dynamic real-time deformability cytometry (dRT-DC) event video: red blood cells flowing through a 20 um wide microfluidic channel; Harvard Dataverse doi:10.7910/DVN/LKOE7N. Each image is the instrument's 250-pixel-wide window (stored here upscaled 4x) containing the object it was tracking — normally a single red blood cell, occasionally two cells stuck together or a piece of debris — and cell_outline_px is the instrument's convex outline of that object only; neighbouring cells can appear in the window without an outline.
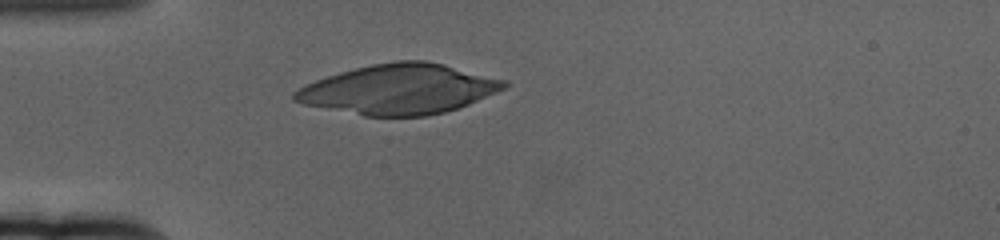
{"species": "human", "species_latin": "Homo sapiens", "temperature_condition": "cold", "stored_images_in_passage": 44, "camera_frame_rate_fps": 3000, "um_per_image_px": 0.085, "donor": {"sex": "female"}, "frame": {"image": 1, "passage_image": 1, "time_ms": 0.0, "image_size_px": [1000, 240], "cell_outline_px": [[508, 84], [504, 88], [496, 92], [460, 108], [444, 112], [424, 116], [364, 116], [304, 104], [292, 100], [292, 92], [304, 84], [340, 72], [372, 64], [396, 60], [424, 60], [444, 64], [508, 80]], "centroid_in_image_um": [33.91, 7.58], "position_along_channel_um": 51.1, "area_um2": 60.92}}